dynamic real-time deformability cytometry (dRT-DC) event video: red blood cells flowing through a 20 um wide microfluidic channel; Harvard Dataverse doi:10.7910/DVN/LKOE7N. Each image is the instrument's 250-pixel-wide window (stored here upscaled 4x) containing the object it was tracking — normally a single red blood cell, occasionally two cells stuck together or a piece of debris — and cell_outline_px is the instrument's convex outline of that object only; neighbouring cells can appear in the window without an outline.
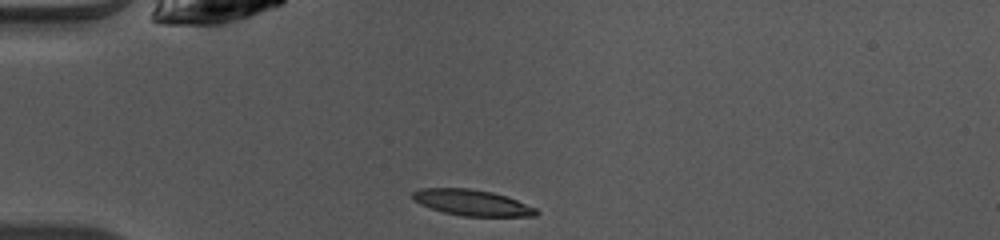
{"species": "common noctule bat (a hibernating species)", "species_latin": "Nyctalus noctula", "temperature_condition": "warm", "stored_images_in_passage": 37, "camera_frame_rate_fps": 3000, "um_per_image_px": 0.085, "animal": {"sex": "female", "body_mass_g": 10.0, "forearm_length_mm": 53.1}, "frame": {"image": 1, "passage_image": 1, "time_ms": 0.0, "image_size_px": [1000, 240], "cell_outline_px": [[540, 212], [536, 216], [464, 216], [444, 212], [420, 204], [412, 200], [412, 192], [420, 188], [468, 188], [492, 192], [508, 196], [536, 208]], "centroid_in_image_um": [40.13, 17.22], "position_along_channel_um": 44.9, "area_um2": 18.73}}
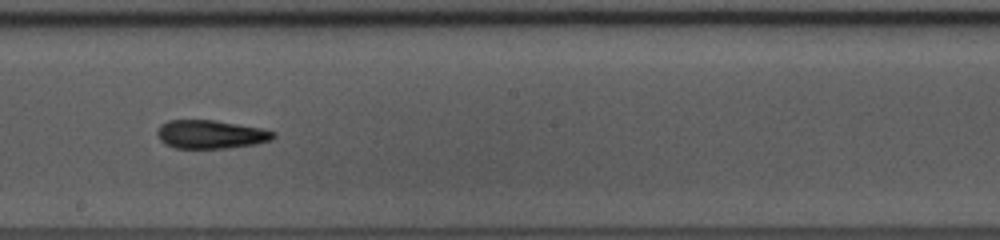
{"frame": {"image": 2, "passage_image": 16, "time_ms": 5.0, "image_size_px": [1000, 240], "cell_outline_px": [[276, 136], [272, 140], [256, 144], [228, 148], [176, 148], [164, 144], [160, 140], [156, 132], [160, 124], [168, 120], [216, 120], [260, 128], [276, 132]], "centroid_in_image_um": [17.91, 11.42], "position_along_channel_um": 230.3, "area_um2": 19.42}}
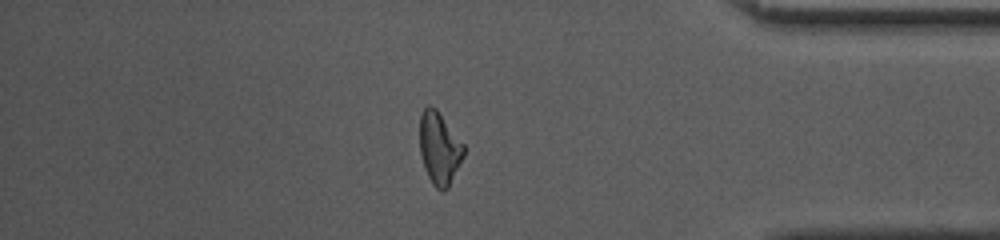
{"frame": {"image": 3, "passage_image": 30, "time_ms": 9.667, "image_size_px": [1000, 240], "cell_outline_px": [[464, 156], [448, 188], [444, 192], [436, 188], [432, 184], [424, 168], [420, 152], [420, 116], [424, 108], [428, 104], [436, 108], [464, 144]], "centroid_in_image_um": [37.34, 12.61], "position_along_channel_um": 397.9, "area_um2": 18.61}, "authors_computed_cell_mechanics": {"area_um2": 19.0162, "velocity_mm_per_s": 4.1025, "shape_relaxation_time_tau1_ms": 9.4575, "shape_relaxation_time_tau2_ms": 4.2132, "deformation_change_tau1": 0.2536, "deformation_change_tau2": 0.1453}}